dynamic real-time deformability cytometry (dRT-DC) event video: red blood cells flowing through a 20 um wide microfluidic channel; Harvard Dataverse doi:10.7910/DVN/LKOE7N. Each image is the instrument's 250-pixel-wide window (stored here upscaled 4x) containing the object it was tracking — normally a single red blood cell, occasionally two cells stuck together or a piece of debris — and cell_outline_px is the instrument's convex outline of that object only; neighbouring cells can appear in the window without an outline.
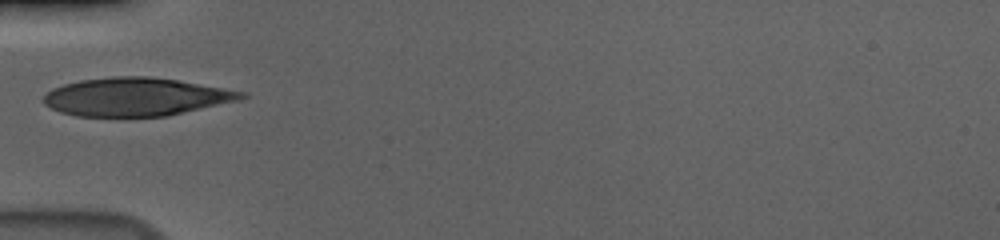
{"species": "human", "species_latin": "Homo sapiens", "temperature_condition": "cold", "stored_images_in_passage": 38, "camera_frame_rate_fps": 3000, "um_per_image_px": 0.085, "donor": {"sex": "male"}, "frame": {"image": 1, "passage_image": 1, "time_ms": 0.0, "image_size_px": [1000, 240], "cell_outline_px": [[248, 96], [236, 100], [168, 116], [76, 116], [60, 112], [44, 104], [44, 96], [52, 88], [64, 84], [80, 80], [112, 76], [148, 76], [176, 80], [248, 92]], "centroid_in_image_um": [11.53, 8.22], "position_along_channel_um": 73.5, "area_um2": 43.75}}
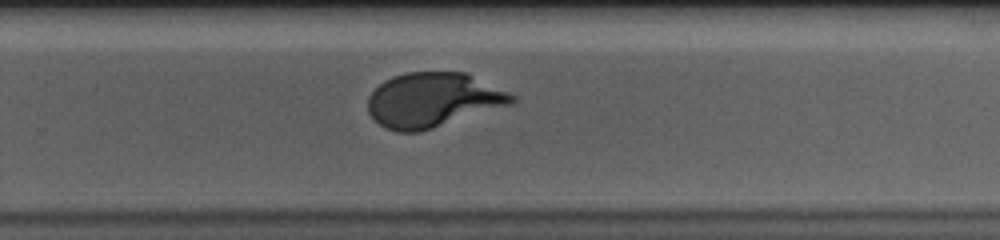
{"frame": {"image": 2, "passage_image": 19, "time_ms": 6.0, "image_size_px": [1000, 240], "cell_outline_px": [[516, 100], [512, 104], [420, 132], [396, 132], [384, 128], [368, 112], [368, 96], [384, 80], [392, 76], [408, 72], [468, 72], [516, 96]], "centroid_in_image_um": [36.8, 8.49], "position_along_channel_um": 293.0, "area_um2": 45.84}}
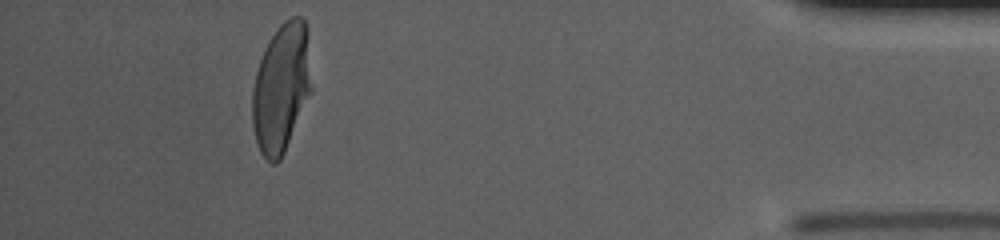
{"frame": {"image": 3, "passage_image": 33, "time_ms": 10.667, "image_size_px": [1000, 240], "cell_outline_px": [[312, 92], [284, 152], [280, 160], [276, 164], [272, 164], [260, 152], [256, 140], [252, 124], [252, 88], [256, 72], [264, 48], [268, 40], [276, 28], [284, 20], [292, 16], [304, 16], [312, 88]], "centroid_in_image_um": [23.89, 7.47], "position_along_channel_um": 411.3, "area_um2": 44.51}, "authors_computed_cell_mechanics": {"area_um2": 45.2863, "velocity_mm_per_s": 3.6689, "shape_relaxation_time_tau1_ms": 3.4605, "shape_relaxation_time_tau2_ms": null, "deformation_change_tau1": 0.1859, "deformation_change_tau2": null}}